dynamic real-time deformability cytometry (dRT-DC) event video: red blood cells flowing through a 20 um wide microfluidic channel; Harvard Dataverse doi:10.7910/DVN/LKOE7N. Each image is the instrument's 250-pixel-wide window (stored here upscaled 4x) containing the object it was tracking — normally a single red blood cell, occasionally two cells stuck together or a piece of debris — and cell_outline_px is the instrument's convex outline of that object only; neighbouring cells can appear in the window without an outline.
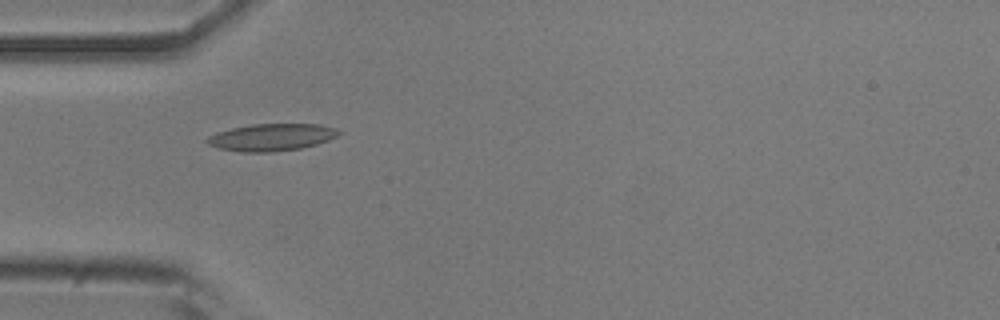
{"species": "common noctule bat (a hibernating species)", "species_latin": "Nyctalus noctula", "temperature_condition": "room temperature", "stored_images_in_passage": 38, "camera_frame_rate_fps": 3000, "um_per_image_px": 0.085, "animal": {"sex": "male", "body_mass_g": 20.5, "forearm_length_mm": 52.5}, "frame": {"image": 1, "passage_image": 1, "time_ms": 0.0, "image_size_px": [1000, 320], "cell_outline_px": [[344, 132], [328, 140], [316, 144], [300, 148], [272, 152], [240, 152], [220, 148], [208, 144], [204, 140], [208, 136], [216, 132], [232, 128], [252, 124], [320, 124], [336, 128]], "centroid_in_image_um": [23.08, 11.66], "position_along_channel_um": 61.9, "area_um2": 20.87}}
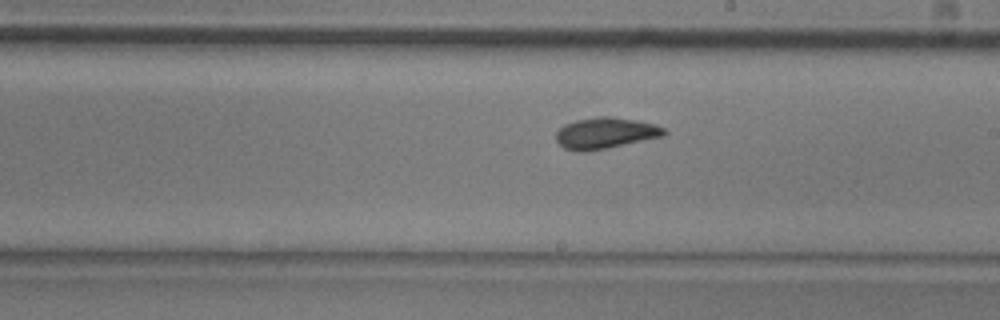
{"frame": {"image": 2, "passage_image": 15, "time_ms": 4.667, "image_size_px": [1000, 320], "cell_outline_px": [[668, 132], [664, 136], [608, 148], [580, 152], [564, 148], [556, 140], [556, 132], [564, 124], [576, 120], [600, 116], [608, 116], [636, 120], [656, 124], [664, 128]], "centroid_in_image_um": [51.47, 11.31], "position_along_channel_um": 237.5, "area_um2": 19.65}}
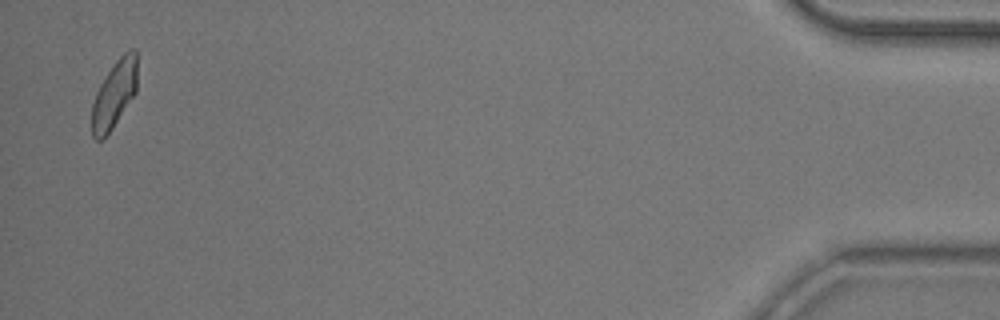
{"frame": {"image": 3, "passage_image": 37, "time_ms": 12.0, "image_size_px": [1000, 320], "cell_outline_px": [[136, 92], [104, 140], [96, 140], [92, 136], [92, 104], [96, 92], [104, 76], [116, 60], [128, 48], [136, 48]], "centroid_in_image_um": [9.7, 8.0], "position_along_channel_um": 425.5, "area_um2": 17.86}, "authors_computed_cell_mechanics": {"area_um2": 18.6983, "velocity_mm_per_s": 3.7755, "shape_relaxation_time_tau1_ms": 7.0289, "shape_relaxation_time_tau2_ms": 3.2426, "deformation_change_tau1": 0.176, "deformation_change_tau2": 0.1013}}